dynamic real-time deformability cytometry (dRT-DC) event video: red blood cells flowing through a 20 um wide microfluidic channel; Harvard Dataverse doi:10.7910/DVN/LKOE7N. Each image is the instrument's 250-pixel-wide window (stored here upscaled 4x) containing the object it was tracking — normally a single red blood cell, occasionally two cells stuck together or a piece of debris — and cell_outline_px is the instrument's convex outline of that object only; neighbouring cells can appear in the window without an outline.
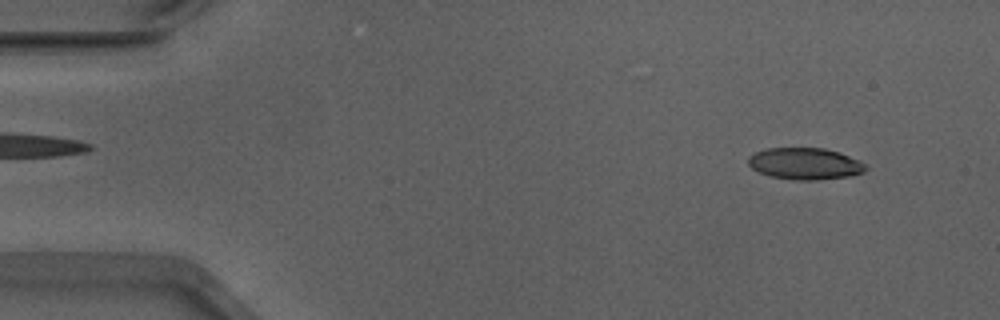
{"species": "Egyptian fruit bat (a non-hibernating species)", "species_latin": "Rousettus aegyptiacus", "temperature_condition": "warm", "stored_images_in_passage": 50, "camera_frame_rate_fps": 3000, "um_per_image_px": 0.085, "animal": {"sex": "male"}, "frame": {"image": 1, "passage_image": 4, "time_ms": 1.0, "image_size_px": [1000, 320], "cell_outline_px": [[868, 168], [864, 172], [852, 176], [816, 180], [796, 180], [768, 176], [752, 168], [748, 164], [748, 156], [756, 152], [768, 148], [824, 148], [840, 152], [860, 160], [868, 164]], "centroid_in_image_um": [68.48, 13.91], "position_along_channel_um": 16.5, "area_um2": 21.96}}
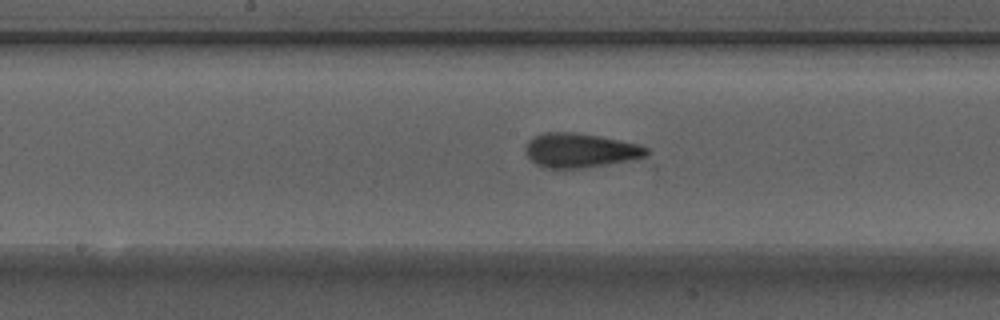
{"frame": {"image": 2, "passage_image": 26, "time_ms": 8.333, "image_size_px": [1000, 320], "cell_outline_px": [[648, 156], [632, 160], [584, 168], [544, 168], [536, 164], [528, 156], [524, 148], [528, 140], [544, 132], [576, 132], [600, 136], [640, 144], [648, 148]], "centroid_in_image_um": [49.33, 12.78], "position_along_channel_um": 198.9, "area_um2": 24.39}}
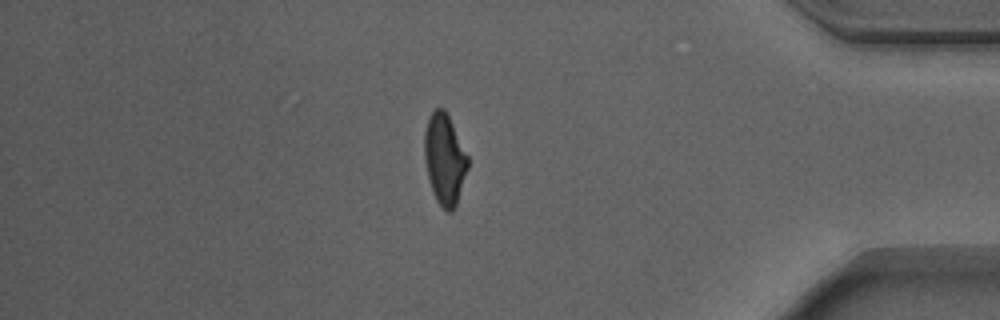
{"frame": {"image": 3, "passage_image": 44, "time_ms": 14.333, "image_size_px": [1000, 320], "cell_outline_px": [[468, 168], [456, 204], [452, 212], [448, 212], [436, 200], [432, 192], [424, 160], [424, 132], [428, 116], [432, 108], [444, 108], [468, 156]], "centroid_in_image_um": [37.76, 13.5], "position_along_channel_um": 397.4, "area_um2": 22.89}}